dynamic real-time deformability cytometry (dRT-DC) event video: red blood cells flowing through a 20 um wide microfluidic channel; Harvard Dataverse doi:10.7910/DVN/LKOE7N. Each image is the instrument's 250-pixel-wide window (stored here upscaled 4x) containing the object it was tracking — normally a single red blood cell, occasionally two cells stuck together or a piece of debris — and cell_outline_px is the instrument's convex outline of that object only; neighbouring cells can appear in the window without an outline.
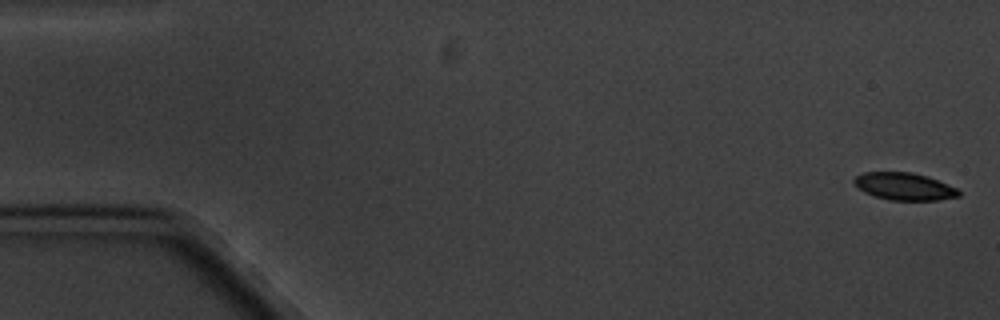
{"species": "common noctule bat (a hibernating species)", "species_latin": "Nyctalus noctula", "temperature_condition": "cold", "stored_images_in_passage": 6, "camera_frame_rate_fps": 3000, "um_per_image_px": 0.085, "animal": {"sex": "male", "body_mass_g": 20.1, "forearm_length_mm": 53.5}, "frame": {"image": 1, "passage_image": 1, "time_ms": 0.0, "image_size_px": [1000, 320], "cell_outline_px": [[960, 196], [940, 200], [888, 200], [864, 192], [856, 188], [852, 180], [856, 176], [864, 172], [912, 172], [928, 176], [956, 188], [960, 192]], "centroid_in_image_um": [76.84, 15.84], "position_along_channel_um": 8.2, "area_um2": 16.76}}
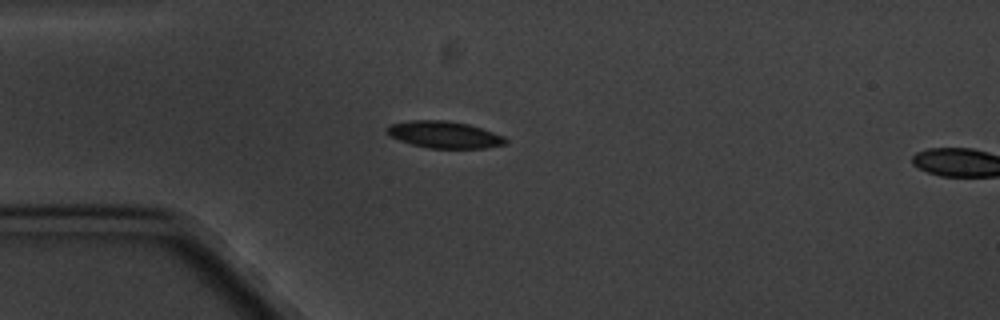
{"frame": {"image": 2, "passage_image": 5, "time_ms": 4.667, "image_size_px": [1000, 320], "cell_outline_px": [[508, 140], [504, 144], [484, 148], [428, 148], [412, 144], [400, 140], [392, 136], [388, 132], [388, 128], [392, 124], [412, 120], [448, 120], [468, 124], [504, 136]], "centroid_in_image_um": [37.8, 11.44], "position_along_channel_um": 47.2, "area_um2": 18.21}}